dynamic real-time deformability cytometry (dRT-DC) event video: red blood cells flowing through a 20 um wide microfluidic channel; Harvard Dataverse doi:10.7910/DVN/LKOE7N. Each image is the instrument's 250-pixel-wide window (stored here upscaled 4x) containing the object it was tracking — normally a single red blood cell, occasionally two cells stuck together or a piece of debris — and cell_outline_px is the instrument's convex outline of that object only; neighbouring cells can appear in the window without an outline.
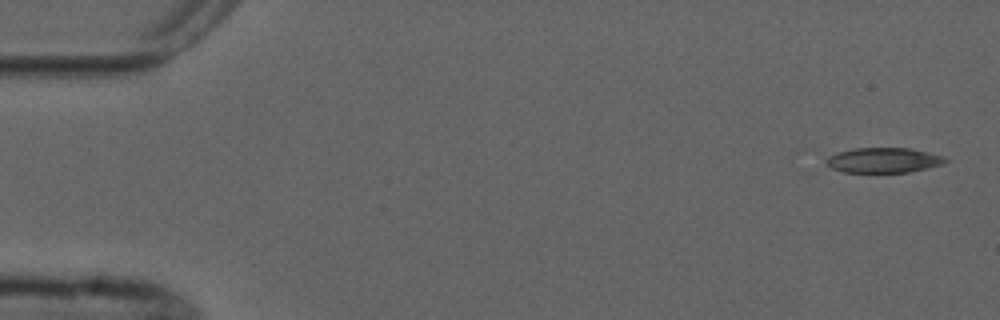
{"species": "common noctule bat (a hibernating species)", "species_latin": "Nyctalus noctula", "temperature_condition": "cold", "stored_images_in_passage": 5, "camera_frame_rate_fps": 3000, "um_per_image_px": 0.085, "animal": {"sex": "male", "forearm_length_mm": 52.5}, "frame": {"image": 1, "passage_image": 1, "time_ms": 0.0, "image_size_px": [1000, 320], "cell_outline_px": [[952, 160], [944, 164], [908, 172], [844, 172], [832, 168], [824, 160], [828, 156], [840, 152], [856, 148], [908, 148], [928, 152], [944, 156]], "centroid_in_image_um": [75.16, 13.62], "position_along_channel_um": 9.8, "area_um2": 17.34}}
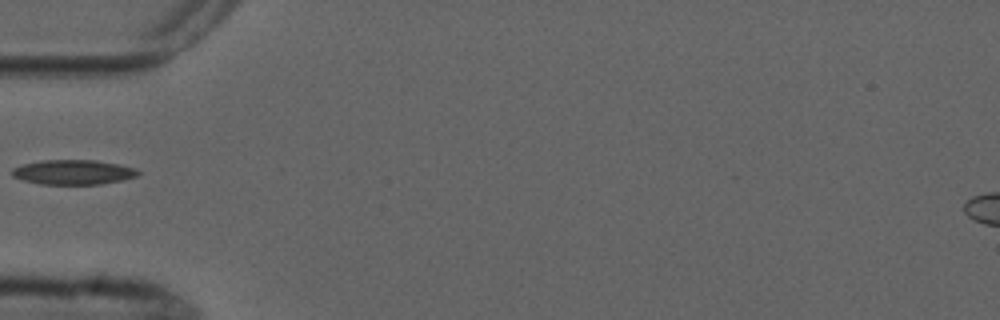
{"frame": {"image": 2, "passage_image": 5, "time_ms": 5.333, "image_size_px": [1000, 320], "cell_outline_px": [[140, 172], [136, 176], [120, 180], [100, 184], [40, 184], [24, 180], [12, 176], [12, 168], [24, 164], [40, 160], [96, 160], [136, 168]], "centroid_in_image_um": [6.2, 14.63], "position_along_channel_um": 78.8, "area_um2": 17.98}}